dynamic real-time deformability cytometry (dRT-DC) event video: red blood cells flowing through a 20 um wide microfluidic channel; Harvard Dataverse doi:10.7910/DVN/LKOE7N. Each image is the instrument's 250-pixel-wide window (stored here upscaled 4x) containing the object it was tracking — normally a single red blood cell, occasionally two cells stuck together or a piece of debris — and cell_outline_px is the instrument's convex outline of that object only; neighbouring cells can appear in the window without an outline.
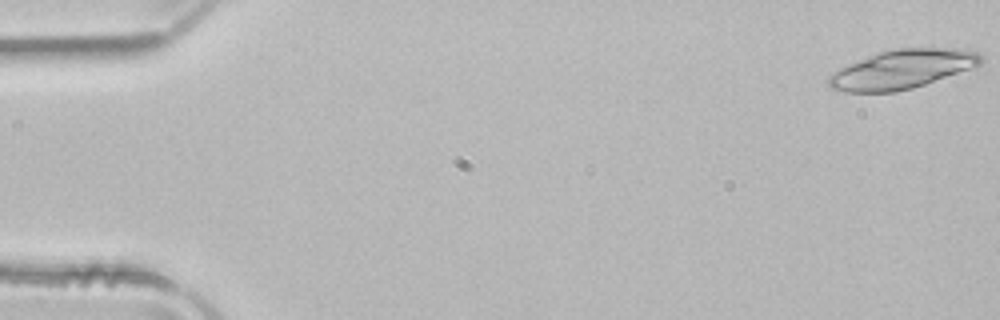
{"species": "common noctule bat (a hibernating species)", "species_latin": "Nyctalus noctula", "temperature_condition": "room temperature", "stored_images_in_passage": 20, "camera_frame_rate_fps": 3000, "um_per_image_px": 0.085, "animal": {"sex": "male", "body_mass_g": 21.5, "forearm_length_mm": 52.0}, "frame": {"image": 1, "passage_image": 1, "time_ms": 0.0, "image_size_px": [1000, 320], "cell_outline_px": [[984, 60], [980, 64], [924, 84], [912, 88], [896, 92], [844, 92], [828, 88], [828, 76], [832, 72], [848, 64], [876, 52], [892, 48], [968, 48], [984, 56]], "centroid_in_image_um": [76.64, 5.87], "position_along_channel_um": 8.4, "area_um2": 34.68}}